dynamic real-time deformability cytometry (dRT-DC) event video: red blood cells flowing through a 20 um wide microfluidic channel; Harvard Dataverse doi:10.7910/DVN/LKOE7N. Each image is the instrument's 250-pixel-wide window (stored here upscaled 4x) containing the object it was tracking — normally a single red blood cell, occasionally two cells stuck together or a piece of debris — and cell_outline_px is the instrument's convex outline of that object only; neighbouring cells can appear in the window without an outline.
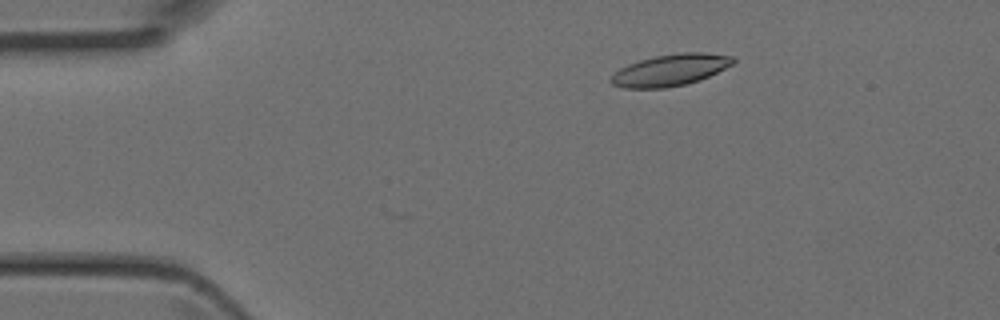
{"species": "Egyptian fruit bat (a non-hibernating species)", "species_latin": "Rousettus aegyptiacus", "temperature_condition": "room temperature", "stored_images_in_passage": 5, "camera_frame_rate_fps": 3000, "um_per_image_px": 0.085, "animal": {"sex": "female"}, "frame": {"image": 1, "passage_image": 2, "time_ms": 0.333, "image_size_px": [1000, 320], "cell_outline_px": [[736, 60], [732, 64], [700, 80], [688, 84], [664, 88], [624, 88], [612, 84], [608, 80], [620, 68], [628, 64], [640, 60], [656, 56], [676, 52], [704, 52], [732, 56]], "centroid_in_image_um": [56.97, 5.95], "position_along_channel_um": 28.0, "area_um2": 22.48}}
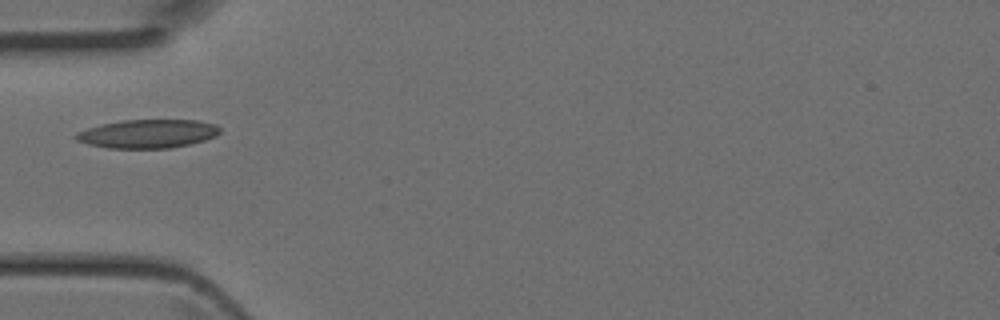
{"frame": {"image": 2, "passage_image": 4, "time_ms": 1.0, "image_size_px": [1000, 320], "cell_outline_px": [[220, 132], [216, 136], [204, 140], [188, 144], [168, 148], [108, 148], [88, 144], [76, 140], [72, 136], [76, 132], [100, 124], [124, 120], [196, 120], [216, 124], [220, 128]], "centroid_in_image_um": [12.53, 11.36], "position_along_channel_um": 72.5, "area_um2": 23.99}}
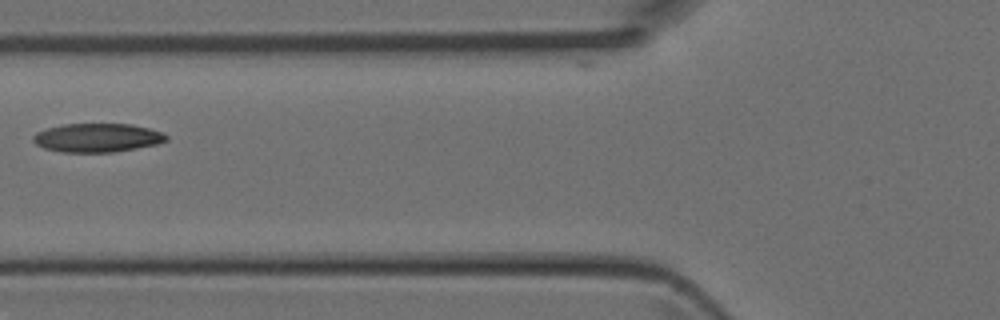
{"frame": {"image": 3, "passage_image": 5, "time_ms": 1.333, "image_size_px": [1000, 320], "cell_outline_px": [[168, 140], [156, 144], [136, 148], [112, 152], [60, 152], [44, 148], [36, 144], [32, 140], [32, 136], [36, 132], [48, 128], [64, 124], [132, 124], [164, 132], [168, 136]], "centroid_in_image_um": [8.27, 11.7], "position_along_channel_um": 117.5, "area_um2": 22.31}}